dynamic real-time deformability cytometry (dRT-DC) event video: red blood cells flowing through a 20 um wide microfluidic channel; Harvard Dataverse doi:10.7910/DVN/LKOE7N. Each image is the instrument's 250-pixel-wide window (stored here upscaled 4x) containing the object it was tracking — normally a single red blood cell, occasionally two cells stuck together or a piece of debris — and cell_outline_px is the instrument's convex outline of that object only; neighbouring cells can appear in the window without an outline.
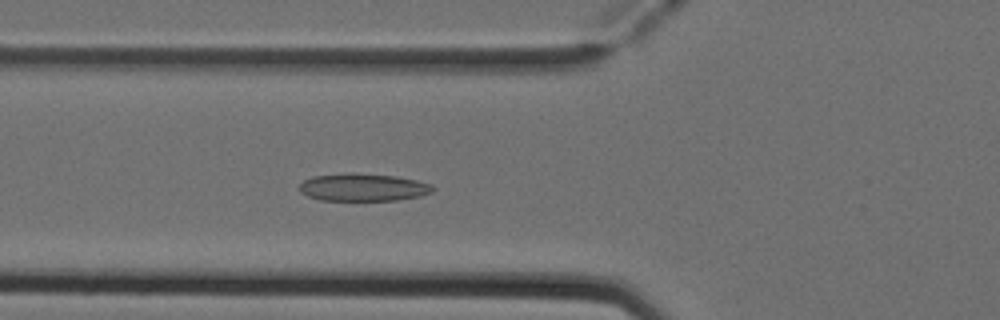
{"species": "Egyptian fruit bat (a non-hibernating species)", "species_latin": "Rousettus aegyptiacus", "temperature_condition": "cold", "stored_images_in_passage": 52, "camera_frame_rate_fps": 3000, "um_per_image_px": 0.085, "animal": {"sex": "female"}, "frame": {"image": 1, "passage_image": 19, "time_ms": 6.0, "image_size_px": [1000, 320], "cell_outline_px": [[436, 188], [432, 192], [420, 196], [396, 200], [320, 200], [308, 196], [300, 192], [300, 184], [304, 180], [312, 176], [348, 172], [356, 172], [396, 176], [416, 180], [432, 184]], "centroid_in_image_um": [30.87, 15.91], "position_along_channel_um": 94.9, "area_um2": 21.68}}
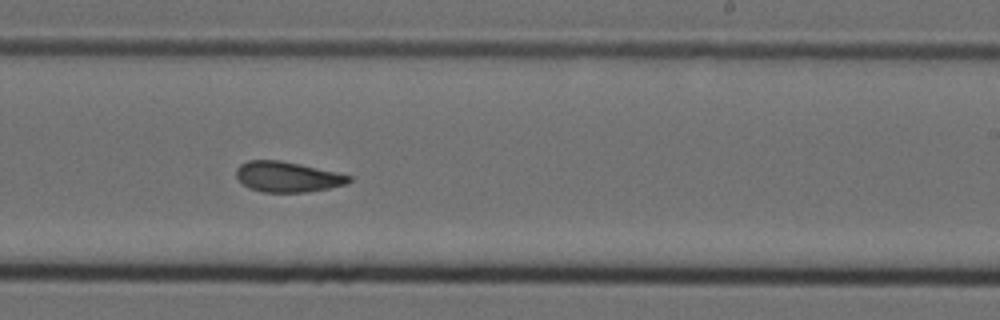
{"frame": {"image": 2, "passage_image": 32, "time_ms": 10.333, "image_size_px": [1000, 320], "cell_outline_px": [[352, 180], [348, 184], [308, 192], [264, 192], [248, 188], [236, 176], [236, 168], [240, 164], [248, 160], [280, 160], [300, 164], [336, 172], [352, 176]], "centroid_in_image_um": [24.44, 15.03], "position_along_channel_um": 264.6, "area_um2": 20.0}}
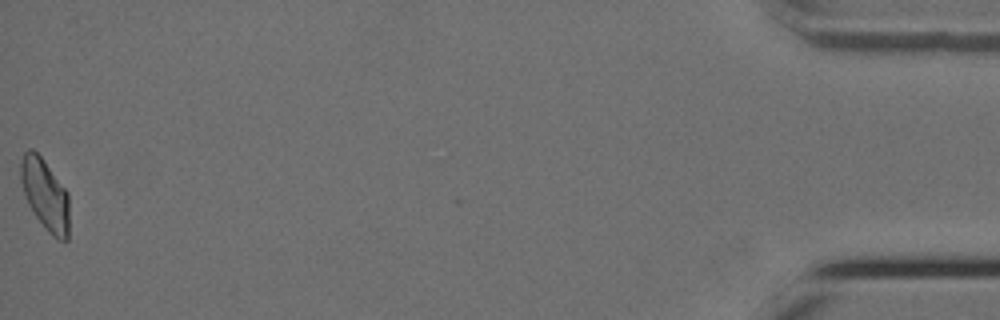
{"frame": {"image": 3, "passage_image": 52, "time_ms": 17.0, "image_size_px": [1000, 320], "cell_outline_px": [[68, 240], [56, 240], [48, 232], [36, 216], [28, 204], [20, 180], [20, 164], [24, 152], [28, 148], [32, 148], [44, 160], [68, 192]], "centroid_in_image_um": [3.83, 16.53], "position_along_channel_um": 431.4, "area_um2": 20.06}, "authors_computed_cell_mechanics": {"area_um2": 20.5479, "velocity_mm_per_s": 3.903, "shape_relaxation_time_tau1_ms": null, "shape_relaxation_time_tau2_ms": 2.9405, "deformation_change_tau1": null, "deformation_change_tau2": 0.0872}}